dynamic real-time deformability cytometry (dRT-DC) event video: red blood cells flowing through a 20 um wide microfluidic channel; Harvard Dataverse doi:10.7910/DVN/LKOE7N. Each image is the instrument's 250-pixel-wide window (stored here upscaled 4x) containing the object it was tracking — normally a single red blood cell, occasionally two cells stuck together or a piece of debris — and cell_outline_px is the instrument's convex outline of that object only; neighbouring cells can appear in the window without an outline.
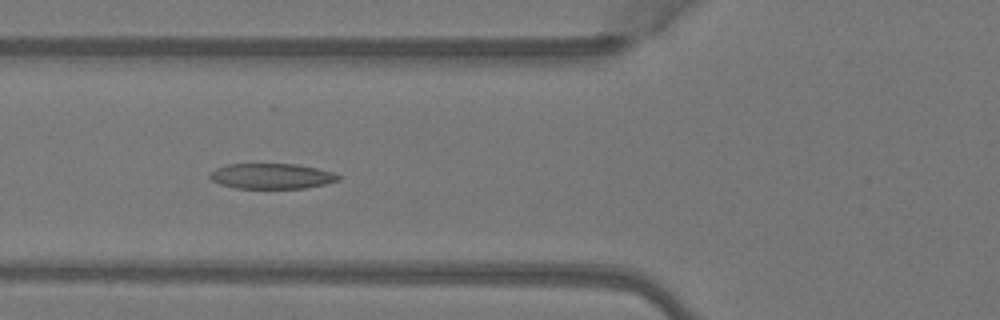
{"species": "Egyptian fruit bat (a non-hibernating species)", "species_latin": "Rousettus aegyptiacus", "temperature_condition": "warm", "stored_images_in_passage": 7, "camera_frame_rate_fps": 3000, "um_per_image_px": 0.085, "animal": {"sex": "female"}, "frame": {"image": 1, "passage_image": 5, "time_ms": 1.333, "image_size_px": [1000, 320], "cell_outline_px": [[340, 180], [324, 184], [304, 188], [236, 188], [220, 184], [212, 180], [208, 176], [208, 172], [224, 164], [296, 164], [316, 168], [332, 172], [340, 176]], "centroid_in_image_um": [23.04, 14.96], "position_along_channel_um": 102.8, "area_um2": 19.02}}
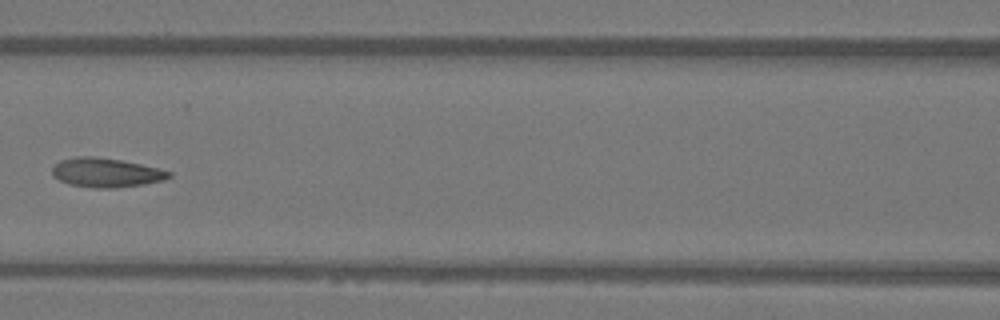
{"frame": {"image": 2, "passage_image": 6, "time_ms": 1.667, "image_size_px": [1000, 320], "cell_outline_px": [[172, 176], [164, 180], [144, 184], [116, 188], [96, 188], [68, 184], [52, 176], [52, 168], [60, 160], [76, 156], [96, 156], [120, 160], [160, 168], [172, 172]], "centroid_in_image_um": [9.02, 14.67], "position_along_channel_um": 157.6, "area_um2": 20.0}}
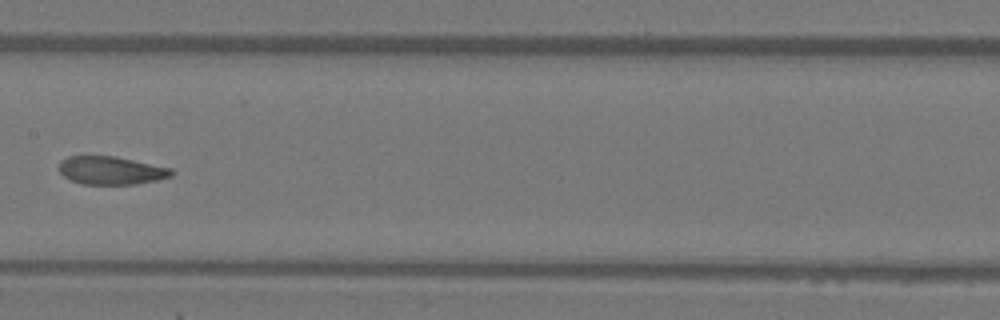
{"frame": {"image": 3, "passage_image": 7, "time_ms": 2.0, "image_size_px": [1000, 320], "cell_outline_px": [[176, 172], [172, 176], [156, 180], [136, 184], [84, 184], [72, 180], [64, 176], [60, 172], [60, 160], [68, 156], [88, 152], [116, 156], [172, 168]], "centroid_in_image_um": [9.42, 14.43], "position_along_channel_um": 198.0, "area_um2": 19.13}}